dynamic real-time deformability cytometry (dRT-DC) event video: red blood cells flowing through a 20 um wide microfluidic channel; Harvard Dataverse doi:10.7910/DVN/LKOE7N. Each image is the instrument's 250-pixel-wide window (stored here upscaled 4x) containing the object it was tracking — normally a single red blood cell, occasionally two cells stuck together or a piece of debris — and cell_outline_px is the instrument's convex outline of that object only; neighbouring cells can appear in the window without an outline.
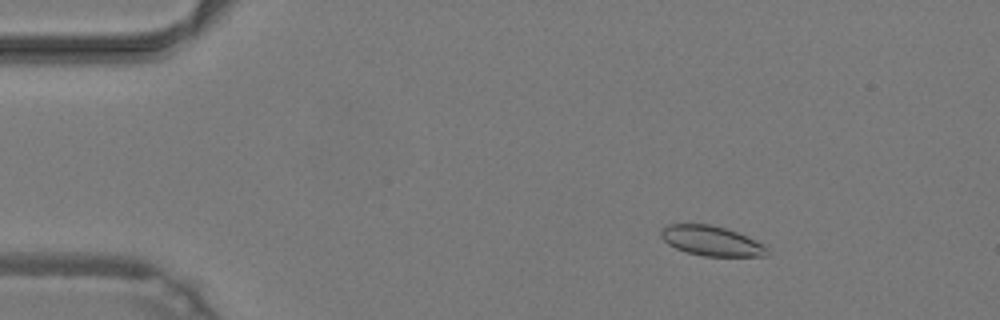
{"species": "common noctule bat (a hibernating species)", "species_latin": "Nyctalus noctula", "temperature_condition": "warm", "stored_images_in_passage": 49, "camera_frame_rate_fps": 3000, "um_per_image_px": 0.085, "animal": {"sex": "male", "body_mass_g": 19.2, "forearm_length_mm": 51.8}, "frame": {"image": 1, "passage_image": 8, "time_ms": 2.333, "image_size_px": [1000, 320], "cell_outline_px": [[768, 256], [704, 256], [688, 252], [676, 248], [668, 244], [660, 236], [660, 228], [668, 224], [712, 224], [748, 236], [764, 244], [768, 248]], "centroid_in_image_um": [60.47, 20.47], "position_along_channel_um": 24.5, "area_um2": 18.55}}
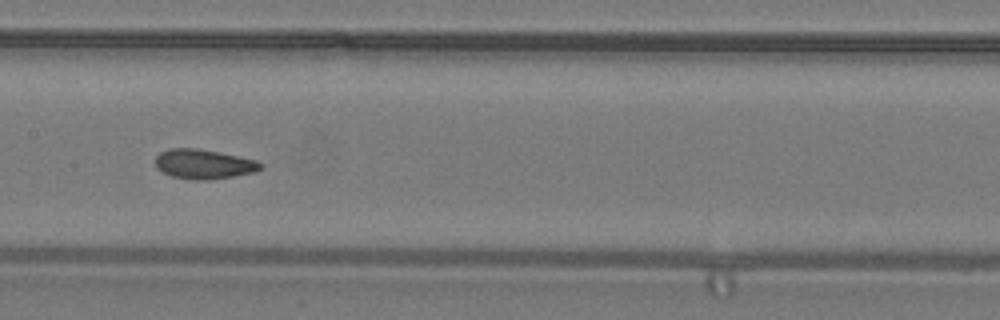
{"frame": {"image": 2, "passage_image": 25, "time_ms": 8.0, "image_size_px": [1000, 320], "cell_outline_px": [[264, 168], [252, 172], [232, 176], [204, 180], [192, 180], [172, 176], [156, 168], [156, 156], [160, 152], [168, 148], [196, 148], [220, 152], [256, 160], [264, 164]], "centroid_in_image_um": [17.31, 13.93], "position_along_channel_um": 190.1, "area_um2": 18.09}}
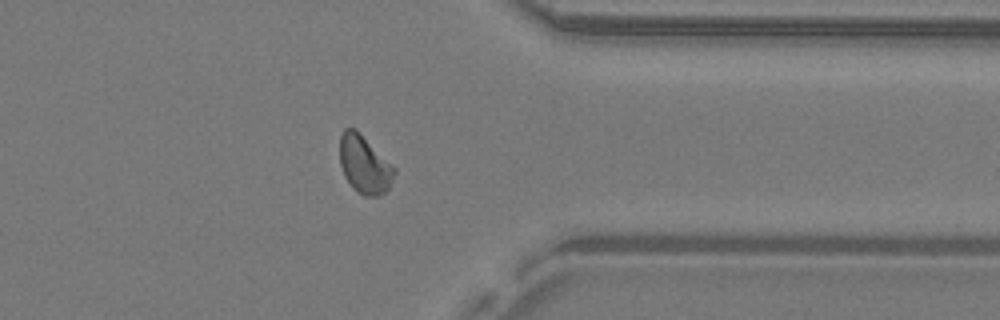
{"frame": {"image": 3, "passage_image": 39, "time_ms": 12.667, "image_size_px": [1000, 320], "cell_outline_px": [[396, 172], [388, 188], [380, 196], [364, 196], [352, 188], [344, 176], [340, 164], [340, 136], [344, 128], [356, 128], [396, 168]], "centroid_in_image_um": [30.97, 13.97], "position_along_channel_um": 380.4, "area_um2": 18.55}, "authors_computed_cell_mechanics": {"area_um2": 18.2648, "velocity_mm_per_s": 4.2694, "shape_relaxation_time_tau1_ms": null, "shape_relaxation_time_tau2_ms": 1.1533, "deformation_change_tau1": null, "deformation_change_tau2": 0.0631}}